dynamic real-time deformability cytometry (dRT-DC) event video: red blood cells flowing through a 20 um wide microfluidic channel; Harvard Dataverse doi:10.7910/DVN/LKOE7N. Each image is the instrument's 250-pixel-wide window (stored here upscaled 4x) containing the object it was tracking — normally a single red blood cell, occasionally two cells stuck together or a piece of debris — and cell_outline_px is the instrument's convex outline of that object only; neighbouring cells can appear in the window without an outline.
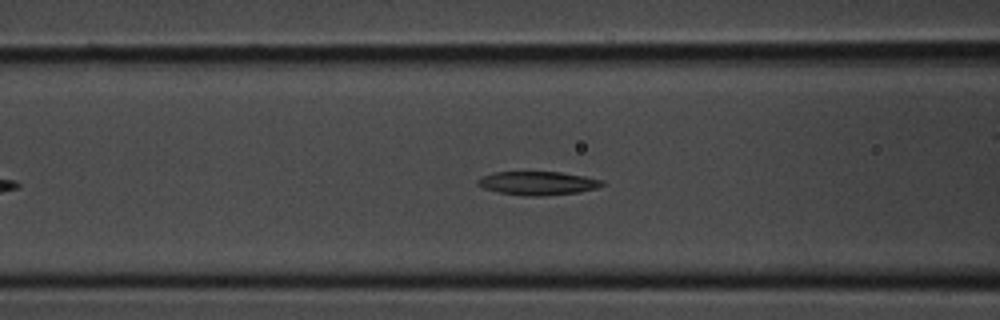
{"species": "common noctule bat (a hibernating species)", "species_latin": "Nyctalus noctula", "temperature_condition": "room temperature", "stored_images_in_passage": 30, "camera_frame_rate_fps": 3000, "um_per_image_px": 0.085, "animal": {"sex": "male", "body_mass_g": 20.1, "forearm_length_mm": 53.5}, "frame": {"image": 1, "passage_image": 9, "time_ms": 2.667, "image_size_px": [1000, 320], "cell_outline_px": [[604, 184], [596, 188], [580, 192], [540, 196], [524, 196], [496, 192], [484, 188], [476, 184], [476, 180], [492, 172], [560, 172], [584, 176], [604, 180]], "centroid_in_image_um": [45.69, 15.57], "position_along_channel_um": 120.9, "area_um2": 17.17}}
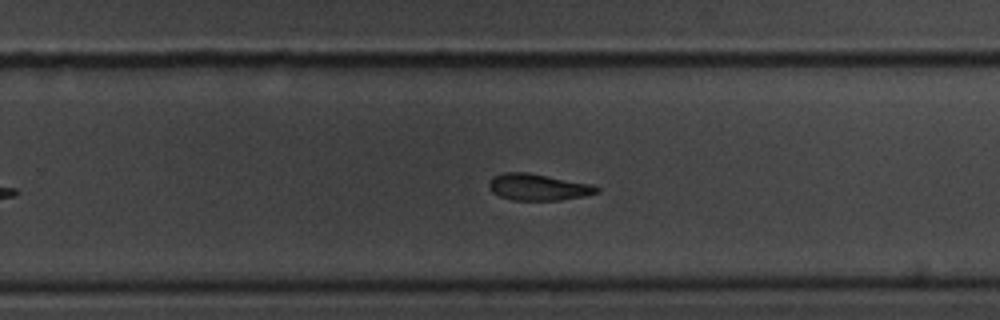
{"frame": {"image": 2, "passage_image": 18, "time_ms": 5.667, "image_size_px": [1000, 320], "cell_outline_px": [[600, 192], [584, 196], [560, 200], [512, 200], [500, 196], [492, 192], [488, 188], [488, 180], [492, 176], [504, 172], [528, 172], [592, 184], [600, 188]], "centroid_in_image_um": [45.72, 15.9], "position_along_channel_um": 284.1, "area_um2": 16.88}}
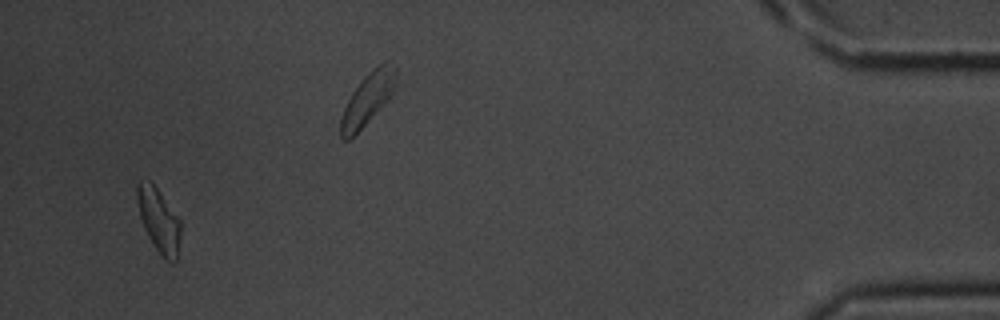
{"frame": {"image": 3, "passage_image": 30, "time_ms": 9.667, "image_size_px": [1000, 320], "cell_outline_px": [[180, 236], [176, 260], [172, 264], [164, 260], [148, 236], [144, 228], [140, 216], [136, 196], [136, 184], [140, 180], [148, 180], [156, 188], [180, 220]], "centroid_in_image_um": [13.48, 18.74], "position_along_channel_um": 421.7, "area_um2": 15.95}}